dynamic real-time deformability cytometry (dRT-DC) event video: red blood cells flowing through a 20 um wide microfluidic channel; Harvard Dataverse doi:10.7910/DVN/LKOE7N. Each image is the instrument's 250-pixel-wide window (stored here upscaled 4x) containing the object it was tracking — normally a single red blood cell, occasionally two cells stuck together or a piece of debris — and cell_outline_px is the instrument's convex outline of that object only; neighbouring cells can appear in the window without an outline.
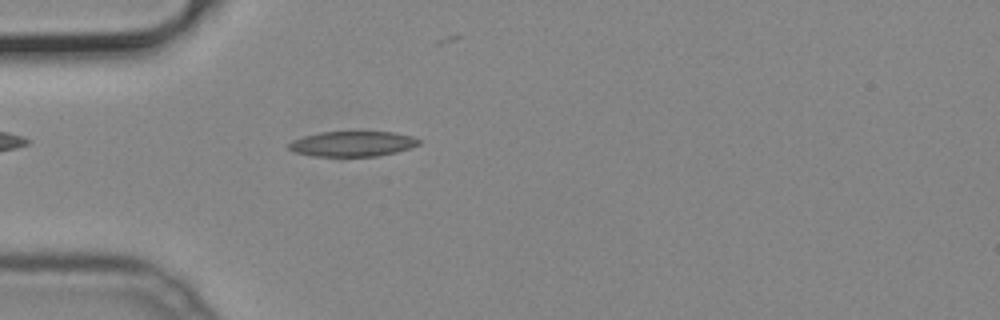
{"species": "common noctule bat (a hibernating species)", "species_latin": "Nyctalus noctula", "temperature_condition": "cold", "stored_images_in_passage": 50, "camera_frame_rate_fps": 3000, "um_per_image_px": 0.085, "animal": {"sex": "male", "body_mass_g": 19.2, "forearm_length_mm": 51.8}, "frame": {"image": 1, "passage_image": 14, "time_ms": 4.333, "image_size_px": [1000, 320], "cell_outline_px": [[420, 144], [396, 152], [376, 156], [312, 156], [296, 152], [288, 148], [288, 144], [292, 140], [304, 136], [320, 132], [396, 132], [412, 136], [420, 140]], "centroid_in_image_um": [29.96, 12.22], "position_along_channel_um": 55.0, "area_um2": 19.02}}
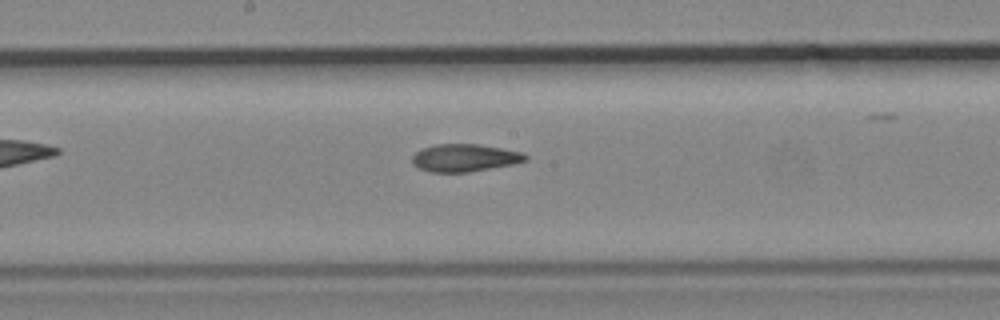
{"frame": {"image": 2, "passage_image": 26, "time_ms": 8.333, "image_size_px": [1000, 320], "cell_outline_px": [[528, 160], [512, 164], [468, 172], [432, 172], [420, 168], [412, 164], [412, 156], [420, 148], [436, 144], [476, 144], [500, 148], [520, 152], [528, 156]], "centroid_in_image_um": [39.45, 13.41], "position_along_channel_um": 208.7, "area_um2": 18.03}}
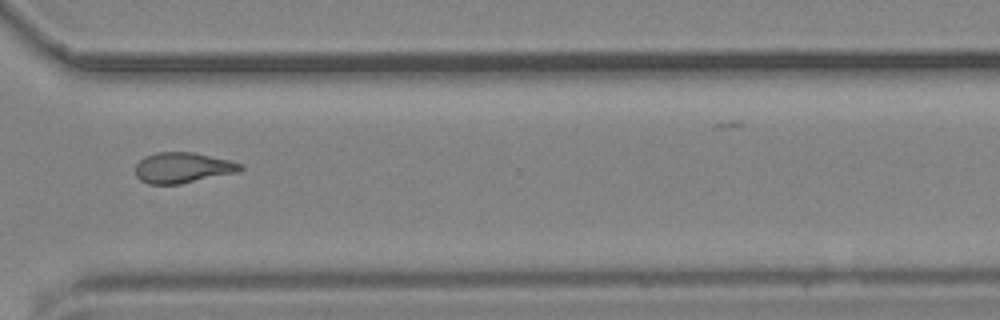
{"frame": {"image": 3, "passage_image": 37, "time_ms": 12.0, "image_size_px": [1000, 320], "cell_outline_px": [[244, 168], [240, 172], [180, 184], [148, 184], [140, 180], [136, 176], [136, 164], [144, 156], [156, 152], [192, 152], [228, 160], [240, 164]], "centroid_in_image_um": [15.51, 14.26], "position_along_channel_um": 355.1, "area_um2": 18.73}}